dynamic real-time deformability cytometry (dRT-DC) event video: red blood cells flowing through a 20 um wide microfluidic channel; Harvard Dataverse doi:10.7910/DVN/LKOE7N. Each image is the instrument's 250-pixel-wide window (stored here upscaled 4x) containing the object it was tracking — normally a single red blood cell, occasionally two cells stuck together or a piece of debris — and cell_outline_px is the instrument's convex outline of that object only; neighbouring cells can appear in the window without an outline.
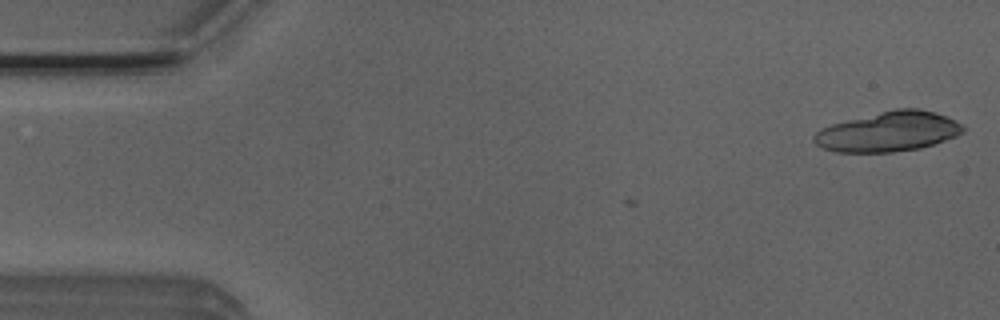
{"species": "Egyptian fruit bat (a non-hibernating species)", "species_latin": "Rousettus aegyptiacus", "temperature_condition": "room temperature", "stored_images_in_passage": 3, "camera_frame_rate_fps": 3000, "um_per_image_px": 0.085, "animal": {"sex": "male"}, "frame": {"image": 1, "passage_image": 3, "time_ms": 0.667, "image_size_px": [1000, 320], "cell_outline_px": [[964, 132], [956, 136], [920, 148], [892, 152], [836, 152], [824, 148], [816, 144], [812, 140], [812, 136], [820, 128], [832, 124], [896, 108], [920, 108], [936, 112], [948, 116], [960, 124], [964, 128]], "centroid_in_image_um": [75.51, 11.18], "position_along_channel_um": 9.5, "area_um2": 34.51}}